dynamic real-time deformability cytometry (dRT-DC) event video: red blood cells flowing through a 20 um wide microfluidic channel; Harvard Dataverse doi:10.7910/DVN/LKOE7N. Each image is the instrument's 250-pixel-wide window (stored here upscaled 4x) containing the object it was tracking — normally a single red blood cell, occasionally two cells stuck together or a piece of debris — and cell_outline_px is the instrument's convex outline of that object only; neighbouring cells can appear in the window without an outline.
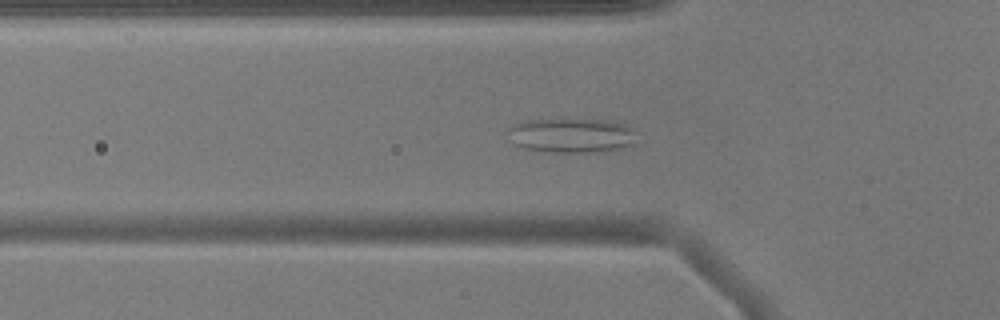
{"species": "common noctule bat (a hibernating species)", "species_latin": "Nyctalus noctula", "temperature_condition": "warm", "stored_images_in_passage": 53, "camera_frame_rate_fps": 3000, "um_per_image_px": 0.085, "animal": {"sex": "male", "body_mass_g": 17.9}, "frame": {"image": 1, "passage_image": 17, "time_ms": 5.333, "image_size_px": [1000, 320], "cell_outline_px": [[636, 144], [624, 148], [596, 152], [552, 152], [524, 148], [512, 144], [508, 140], [504, 132], [508, 128], [524, 120], [560, 116], [608, 120], [628, 124], [632, 132]], "centroid_in_image_um": [48.5, 11.46], "position_along_channel_um": 77.3, "area_um2": 27.34}}
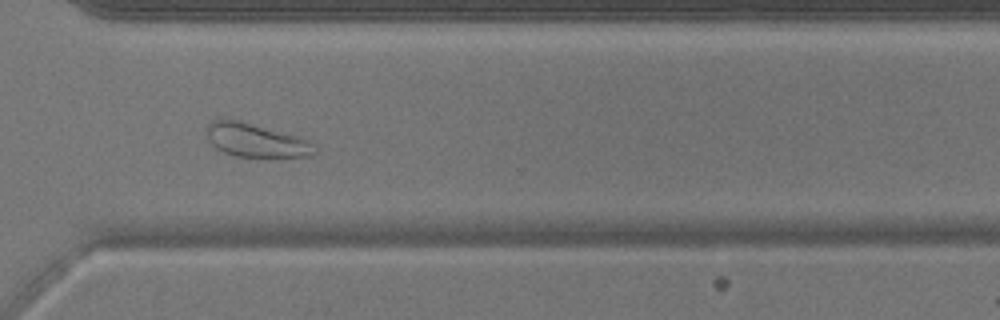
{"frame": {"image": 2, "passage_image": 38, "time_ms": 12.333, "image_size_px": [1000, 320], "cell_outline_px": [[316, 152], [312, 156], [236, 156], [224, 152], [216, 148], [208, 140], [204, 128], [212, 120], [236, 120], [296, 136], [308, 140], [316, 144]], "centroid_in_image_um": [21.73, 11.93], "position_along_channel_um": 348.9, "area_um2": 20.69}}
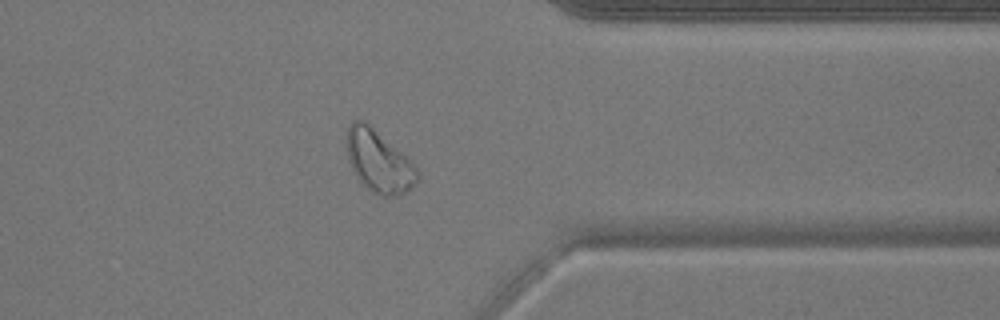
{"frame": {"image": 3, "passage_image": 41, "time_ms": 13.333, "image_size_px": [1000, 320], "cell_outline_px": [[420, 180], [416, 184], [400, 196], [380, 196], [372, 192], [356, 176], [352, 168], [348, 156], [348, 128], [352, 120], [364, 120], [400, 152], [420, 172]], "centroid_in_image_um": [32.22, 13.76], "position_along_channel_um": 379.2, "area_um2": 24.91}, "authors_computed_cell_mechanics": {"area_um2": 27.0504, "velocity_mm_per_s": 3.8677, "shape_relaxation_time_tau1_ms": null, "shape_relaxation_time_tau2_ms": 6.1978, "deformation_change_tau1": null, "deformation_change_tau2": 0.1336}}